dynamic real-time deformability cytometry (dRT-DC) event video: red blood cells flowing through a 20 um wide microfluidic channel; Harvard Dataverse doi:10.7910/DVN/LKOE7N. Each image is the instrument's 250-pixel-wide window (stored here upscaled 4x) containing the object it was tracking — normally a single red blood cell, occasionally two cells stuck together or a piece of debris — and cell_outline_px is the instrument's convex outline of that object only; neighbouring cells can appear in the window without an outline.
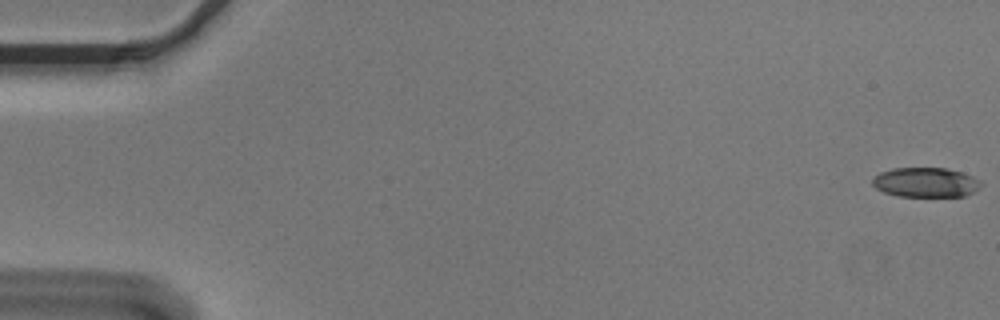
{"species": "Egyptian fruit bat (a non-hibernating species)", "species_latin": "Rousettus aegyptiacus", "temperature_condition": "cold", "stored_images_in_passage": 56, "camera_frame_rate_fps": 3000, "um_per_image_px": 0.085, "animal": {"sex": "male"}, "frame": {"image": 1, "passage_image": 1, "time_ms": 0.0, "image_size_px": [1000, 320], "cell_outline_px": [[984, 184], [980, 188], [964, 196], [896, 196], [884, 192], [876, 188], [872, 184], [872, 180], [880, 172], [892, 168], [948, 168], [972, 176], [980, 180]], "centroid_in_image_um": [78.7, 15.5], "position_along_channel_um": 6.3, "area_um2": 18.79}}
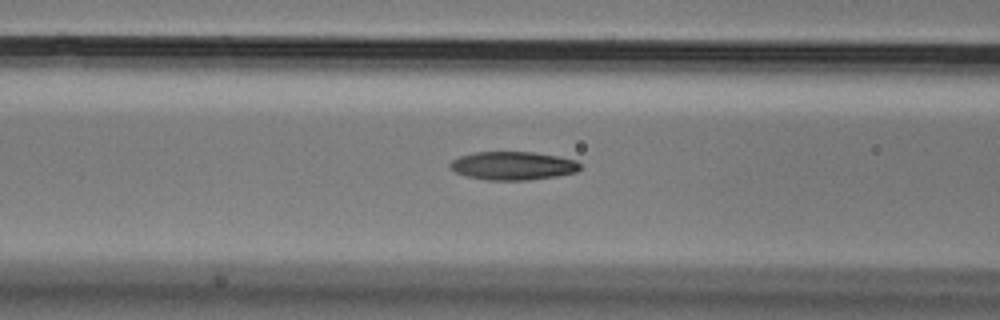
{"frame": {"image": 2, "passage_image": 23, "time_ms": 7.333, "image_size_px": [1000, 320], "cell_outline_px": [[580, 168], [576, 172], [556, 176], [528, 180], [484, 180], [468, 176], [456, 172], [448, 168], [448, 164], [452, 160], [460, 156], [476, 152], [532, 152], [556, 156], [576, 160], [580, 164]], "centroid_in_image_um": [43.57, 14.09], "position_along_channel_um": 123.0, "area_um2": 21.44}}
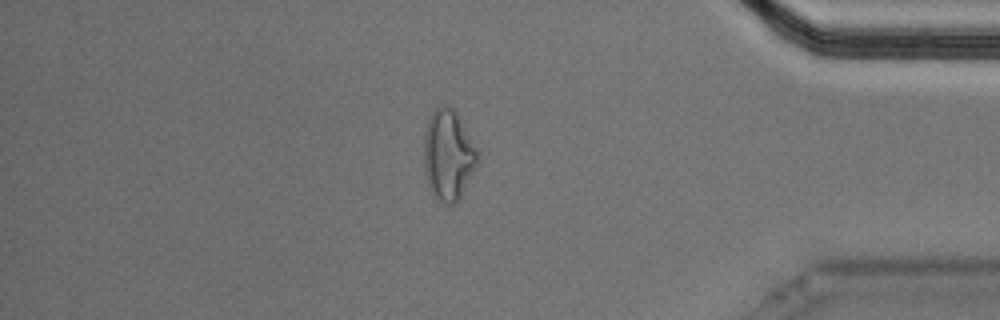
{"frame": {"image": 3, "passage_image": 48, "time_ms": 15.667, "image_size_px": [1000, 320], "cell_outline_px": [[480, 160], [456, 204], [444, 204], [436, 200], [432, 196], [424, 172], [424, 132], [428, 116], [436, 108], [444, 104], [452, 108], [456, 112], [480, 152]], "centroid_in_image_um": [38.1, 13.19], "position_along_channel_um": 397.1, "area_um2": 28.9}, "authors_computed_cell_mechanics": {"area_um2": 21.5016, "velocity_mm_per_s": 3.6326, "shape_relaxation_time_tau1_ms": null, "shape_relaxation_time_tau2_ms": 5.1403, "deformation_change_tau1": null, "deformation_change_tau2": 0.1378}}